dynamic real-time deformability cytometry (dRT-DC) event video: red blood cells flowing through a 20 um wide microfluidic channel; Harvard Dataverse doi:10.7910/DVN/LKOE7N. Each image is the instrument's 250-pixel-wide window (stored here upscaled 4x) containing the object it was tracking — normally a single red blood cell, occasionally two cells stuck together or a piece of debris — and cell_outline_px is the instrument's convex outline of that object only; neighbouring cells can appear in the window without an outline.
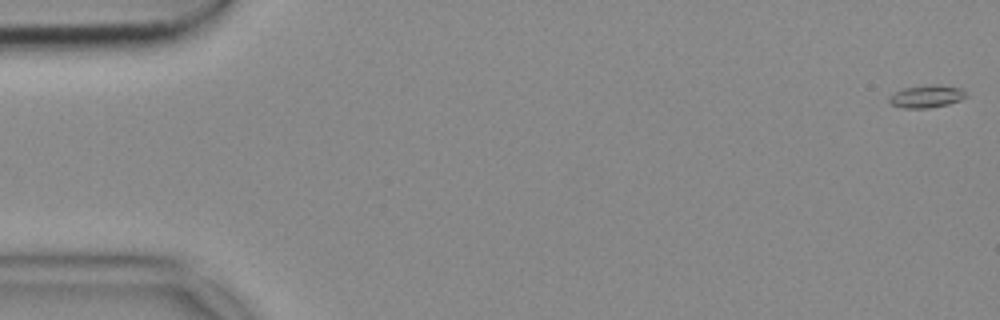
{"species": "common noctule bat (a hibernating species)", "species_latin": "Nyctalus noctula", "temperature_condition": "cold", "stored_images_in_passage": 54, "camera_frame_rate_fps": 3000, "um_per_image_px": 0.085, "animal": {"sex": "female", "body_mass_g": 18.4}, "frame": {"image": 1, "passage_image": 1, "time_ms": 0.0, "image_size_px": [1000, 320], "cell_outline_px": [[968, 96], [960, 100], [948, 104], [928, 108], [904, 108], [892, 104], [888, 100], [888, 96], [904, 88], [928, 84], [936, 84], [960, 88]], "centroid_in_image_um": [78.75, 8.18], "position_along_channel_um": 6.3, "area_um2": 10.06}}
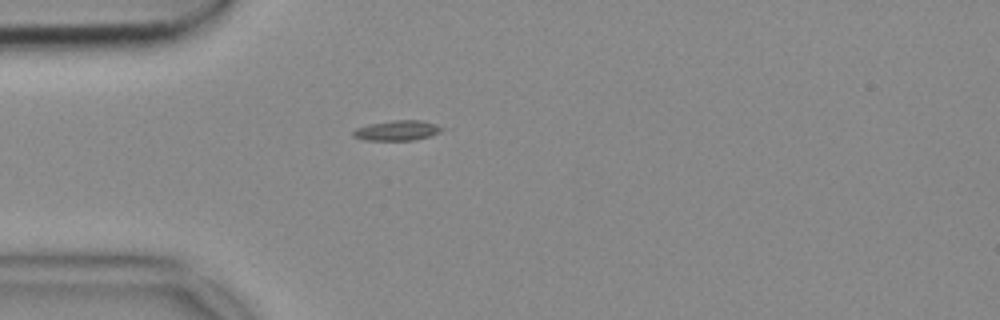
{"frame": {"image": 2, "passage_image": 15, "time_ms": 4.667, "image_size_px": [1000, 320], "cell_outline_px": [[444, 128], [440, 132], [428, 136], [412, 140], [364, 140], [352, 136], [352, 132], [356, 128], [368, 124], [392, 120], [420, 120], [436, 124]], "centroid_in_image_um": [33.72, 11.08], "position_along_channel_um": 51.3, "area_um2": 10.35}}